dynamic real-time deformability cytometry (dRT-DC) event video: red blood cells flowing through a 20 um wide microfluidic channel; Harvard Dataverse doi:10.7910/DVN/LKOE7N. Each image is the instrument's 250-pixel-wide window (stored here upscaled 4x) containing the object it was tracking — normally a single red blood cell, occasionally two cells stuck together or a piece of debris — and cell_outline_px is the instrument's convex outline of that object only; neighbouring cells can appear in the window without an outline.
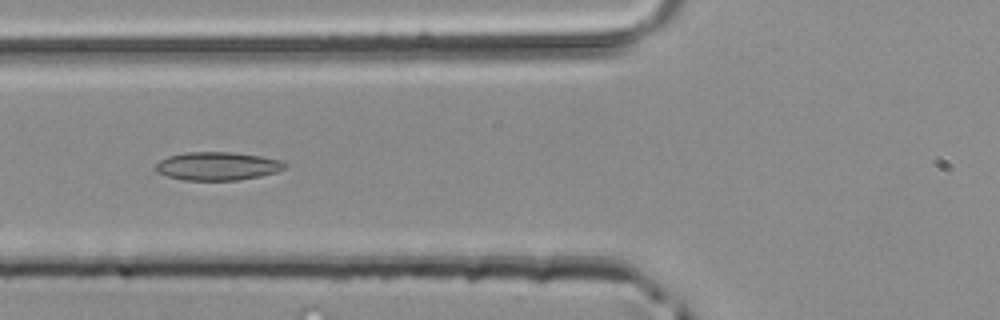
{"species": "common noctule bat (a hibernating species)", "species_latin": "Nyctalus noctula", "temperature_condition": "room temperature", "stored_images_in_passage": 35, "camera_frame_rate_fps": 3000, "um_per_image_px": 0.085, "animal": {"sex": "male", "body_mass_g": 20.4}, "frame": {"image": 1, "passage_image": 6, "time_ms": 1.667, "image_size_px": [1000, 320], "cell_outline_px": [[288, 164], [284, 168], [276, 172], [260, 176], [236, 180], [184, 180], [168, 176], [156, 172], [156, 164], [160, 160], [168, 156], [184, 152], [232, 152], [260, 156], [280, 160]], "centroid_in_image_um": [18.47, 14.11], "position_along_channel_um": 107.3, "area_um2": 21.21}}
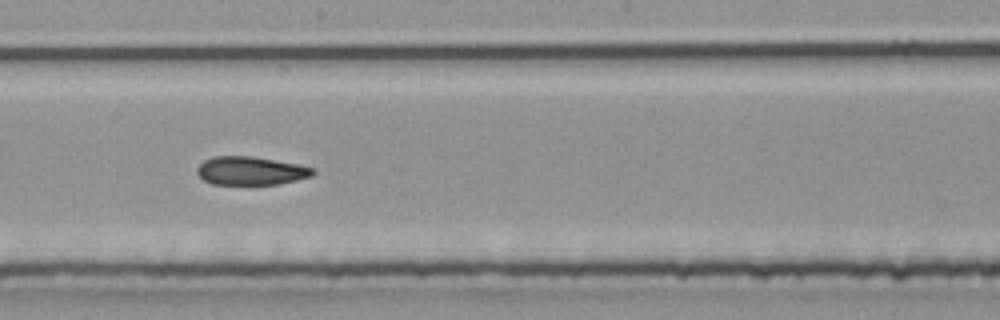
{"frame": {"image": 2, "passage_image": 14, "time_ms": 4.333, "image_size_px": [1000, 320], "cell_outline_px": [[316, 172], [312, 176], [296, 180], [276, 184], [212, 184], [204, 180], [196, 172], [196, 168], [204, 160], [212, 156], [252, 156], [300, 164], [312, 168]], "centroid_in_image_um": [21.31, 14.51], "position_along_channel_um": 226.9, "area_um2": 19.19}}
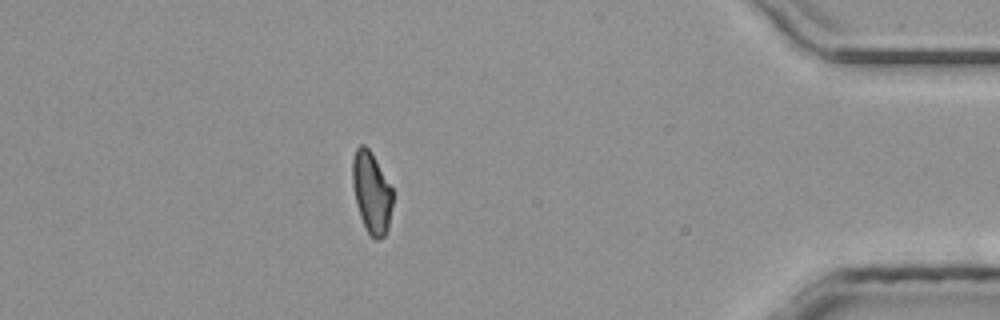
{"frame": {"image": 3, "passage_image": 29, "time_ms": 9.333, "image_size_px": [1000, 320], "cell_outline_px": [[392, 204], [388, 228], [384, 236], [376, 240], [368, 232], [360, 216], [356, 204], [352, 184], [352, 160], [356, 148], [360, 144], [364, 144], [372, 152], [392, 188]], "centroid_in_image_um": [31.57, 16.33], "position_along_channel_um": 403.6, "area_um2": 19.02}}